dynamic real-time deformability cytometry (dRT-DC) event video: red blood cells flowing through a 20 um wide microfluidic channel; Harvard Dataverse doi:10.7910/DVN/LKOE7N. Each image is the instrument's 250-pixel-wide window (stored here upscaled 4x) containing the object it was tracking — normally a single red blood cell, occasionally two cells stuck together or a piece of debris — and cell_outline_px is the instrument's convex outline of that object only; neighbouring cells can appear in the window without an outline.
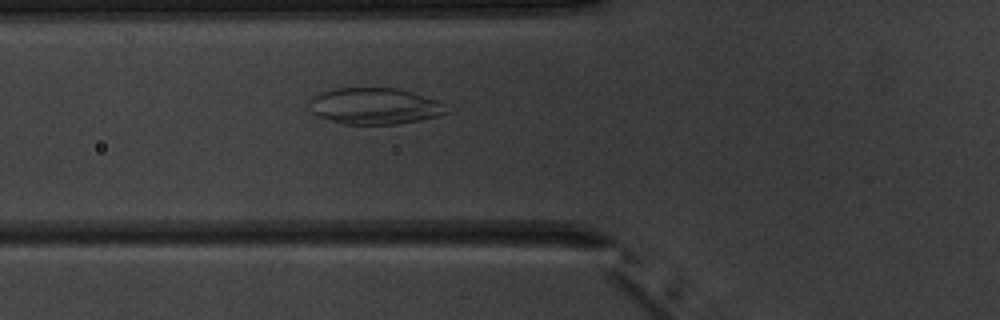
{"species": "common noctule bat (a hibernating species)", "species_latin": "Nyctalus noctula", "temperature_condition": "warm", "stored_images_in_passage": 4, "camera_frame_rate_fps": 3000, "um_per_image_px": 0.085, "animal": {"sex": "male", "body_mass_g": 20.1, "forearm_length_mm": 53.5}, "frame": {"image": 1, "passage_image": 4, "time_ms": 3.333, "image_size_px": [1000, 320], "cell_outline_px": [[452, 112], [420, 120], [396, 124], [344, 124], [320, 116], [312, 112], [308, 104], [308, 100], [320, 92], [336, 88], [400, 88], [440, 100], [452, 104]], "centroid_in_image_um": [31.97, 9.0], "position_along_channel_um": 93.8, "area_um2": 29.65}}